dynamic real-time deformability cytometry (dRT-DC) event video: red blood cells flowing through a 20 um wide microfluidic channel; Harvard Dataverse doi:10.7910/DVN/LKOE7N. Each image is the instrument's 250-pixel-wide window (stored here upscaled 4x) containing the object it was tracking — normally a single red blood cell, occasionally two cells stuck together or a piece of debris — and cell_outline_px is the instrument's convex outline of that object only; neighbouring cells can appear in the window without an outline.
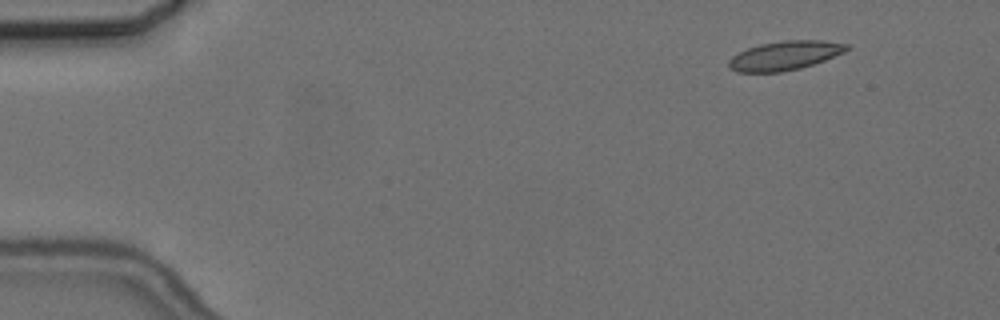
{"species": "common noctule bat (a hibernating species)", "species_latin": "Nyctalus noctula", "temperature_condition": "cold", "stored_images_in_passage": 8, "camera_frame_rate_fps": 3000, "um_per_image_px": 0.085, "animal": {"sex": "female", "body_mass_g": 24.6, "forearm_length_mm": 56.2}, "frame": {"image": 1, "passage_image": 1, "time_ms": 0.0, "image_size_px": [1000, 320], "cell_outline_px": [[852, 48], [844, 52], [824, 60], [800, 68], [780, 72], [736, 72], [728, 68], [728, 60], [732, 56], [748, 48], [760, 44], [784, 40], [820, 40], [848, 44]], "centroid_in_image_um": [66.7, 4.72], "position_along_channel_um": 18.3, "area_um2": 19.94}}
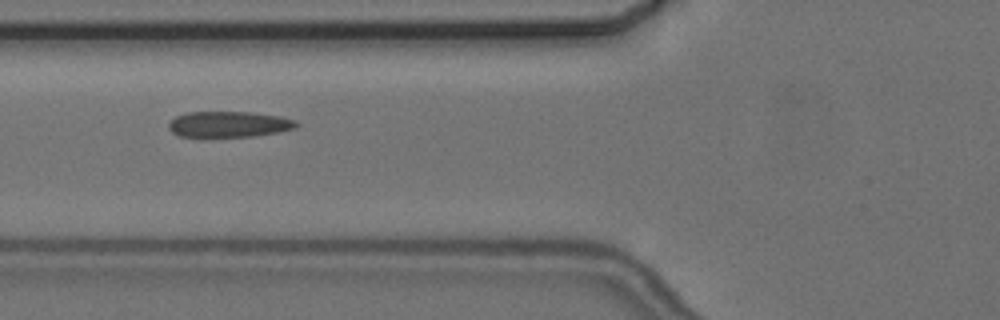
{"frame": {"image": 2, "passage_image": 5, "time_ms": 5.333, "image_size_px": [1000, 320], "cell_outline_px": [[300, 124], [296, 128], [280, 132], [256, 136], [180, 136], [172, 132], [168, 128], [168, 124], [176, 116], [188, 112], [252, 112], [280, 116], [296, 120]], "centroid_in_image_um": [19.52, 10.55], "position_along_channel_um": 106.3, "area_um2": 19.25}}
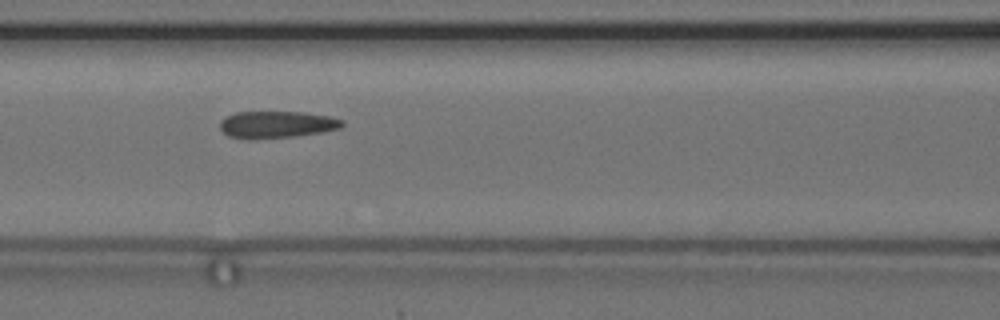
{"frame": {"image": 3, "passage_image": 6, "time_ms": 6.333, "image_size_px": [1000, 320], "cell_outline_px": [[344, 124], [340, 128], [324, 132], [296, 136], [252, 140], [248, 140], [228, 136], [220, 128], [220, 120], [224, 116], [236, 112], [304, 112], [328, 116], [344, 120]], "centroid_in_image_um": [23.5, 10.59], "position_along_channel_um": 143.1, "area_um2": 19.54}}